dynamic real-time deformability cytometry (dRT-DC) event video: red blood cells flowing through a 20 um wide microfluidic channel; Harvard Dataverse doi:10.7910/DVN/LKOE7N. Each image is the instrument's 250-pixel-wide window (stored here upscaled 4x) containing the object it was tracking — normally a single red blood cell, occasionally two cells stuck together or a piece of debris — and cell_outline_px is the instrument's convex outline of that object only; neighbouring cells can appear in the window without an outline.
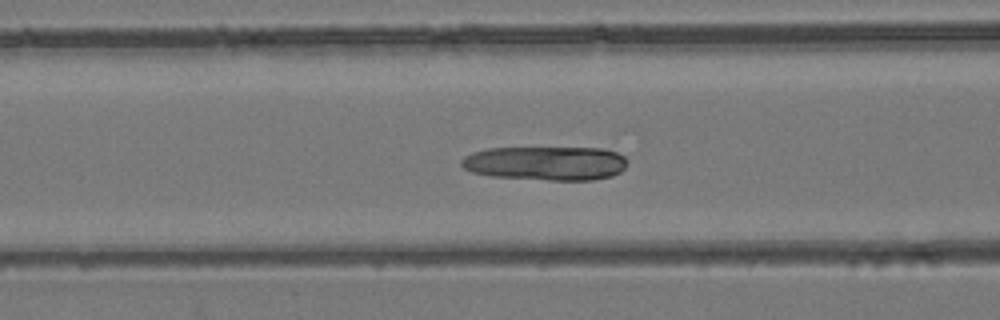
{"species": "common noctule bat (a hibernating species)", "species_latin": "Nyctalus noctula", "temperature_condition": "room temperature", "stored_images_in_passage": 48, "camera_frame_rate_fps": 3000, "um_per_image_px": 0.085, "animal": {"sex": "female", "body_mass_g": 24.6, "forearm_length_mm": 56.2}, "frame": {"image": 1, "passage_image": 20, "time_ms": 6.333, "image_size_px": [1000, 320], "cell_outline_px": [[628, 164], [620, 172], [612, 176], [592, 180], [548, 180], [492, 176], [472, 172], [464, 168], [460, 164], [460, 160], [464, 156], [472, 152], [488, 148], [600, 148], [616, 152], [624, 156], [628, 160]], "centroid_in_image_um": [46.39, 13.87], "position_along_channel_um": 120.2, "area_um2": 33.12}}
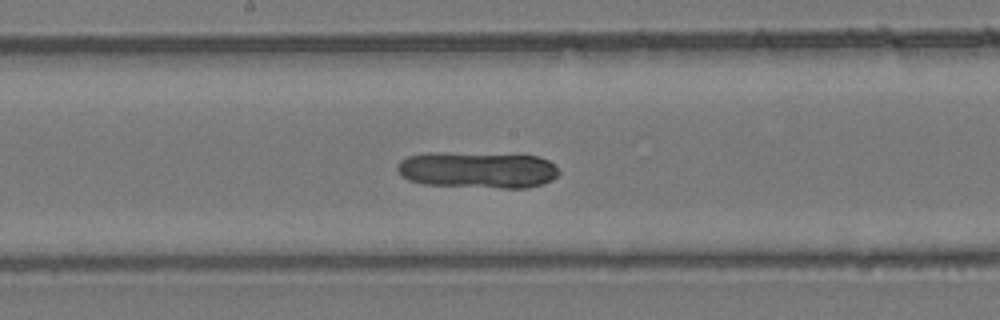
{"frame": {"image": 2, "passage_image": 26, "time_ms": 8.333, "image_size_px": [1000, 320], "cell_outline_px": [[560, 172], [552, 180], [528, 188], [500, 188], [424, 184], [408, 180], [400, 176], [396, 168], [396, 164], [400, 160], [408, 156], [428, 152], [440, 152], [540, 156], [548, 160]], "centroid_in_image_um": [40.54, 14.44], "position_along_channel_um": 207.7, "area_um2": 34.51}}
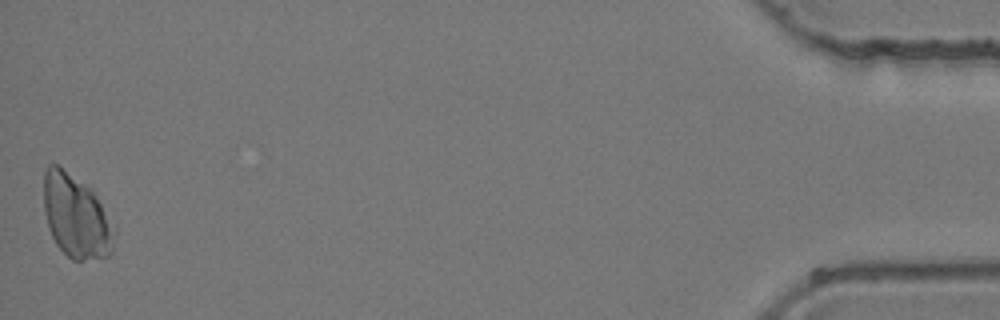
{"frame": {"image": 3, "passage_image": 48, "time_ms": 15.667, "image_size_px": [1000, 320], "cell_outline_px": [[116, 232], [112, 252], [108, 256], [84, 260], [72, 260], [56, 244], [48, 228], [44, 212], [44, 168], [48, 164], [56, 164], [92, 188]], "centroid_in_image_um": [6.46, 18.39], "position_along_channel_um": 428.7, "area_um2": 34.28}}